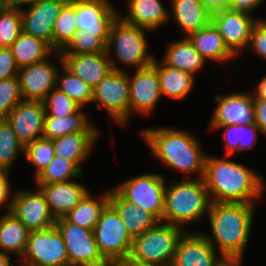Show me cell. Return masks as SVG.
Masks as SVG:
<instances>
[{"label":"cell","mask_w":266,"mask_h":266,"mask_svg":"<svg viewBox=\"0 0 266 266\" xmlns=\"http://www.w3.org/2000/svg\"><path fill=\"white\" fill-rule=\"evenodd\" d=\"M204 184L212 202L254 204L264 191V181L252 169L237 162L206 156Z\"/></svg>","instance_id":"6da1fadb"},{"label":"cell","mask_w":266,"mask_h":266,"mask_svg":"<svg viewBox=\"0 0 266 266\" xmlns=\"http://www.w3.org/2000/svg\"><path fill=\"white\" fill-rule=\"evenodd\" d=\"M255 204L212 202L208 241L229 262H241L252 229ZM218 246V247H216Z\"/></svg>","instance_id":"7a4b0ae2"},{"label":"cell","mask_w":266,"mask_h":266,"mask_svg":"<svg viewBox=\"0 0 266 266\" xmlns=\"http://www.w3.org/2000/svg\"><path fill=\"white\" fill-rule=\"evenodd\" d=\"M151 153L165 165L183 173L203 178L206 153L191 133L163 127L145 128L140 132Z\"/></svg>","instance_id":"3957f363"},{"label":"cell","mask_w":266,"mask_h":266,"mask_svg":"<svg viewBox=\"0 0 266 266\" xmlns=\"http://www.w3.org/2000/svg\"><path fill=\"white\" fill-rule=\"evenodd\" d=\"M211 203L203 179L187 175L166 185L163 222L183 228L208 214Z\"/></svg>","instance_id":"277c9868"},{"label":"cell","mask_w":266,"mask_h":266,"mask_svg":"<svg viewBox=\"0 0 266 266\" xmlns=\"http://www.w3.org/2000/svg\"><path fill=\"white\" fill-rule=\"evenodd\" d=\"M184 231L181 227L159 222L133 238L130 255L123 266H171L176 244Z\"/></svg>","instance_id":"5b68a950"},{"label":"cell","mask_w":266,"mask_h":266,"mask_svg":"<svg viewBox=\"0 0 266 266\" xmlns=\"http://www.w3.org/2000/svg\"><path fill=\"white\" fill-rule=\"evenodd\" d=\"M150 30L129 24L119 16L112 22L109 30V38L106 44V52L110 57L114 49L116 59L110 57L113 70L125 71L117 66V63L142 69L151 66L155 57L148 53L146 34ZM117 60V61H116ZM119 61V62H118Z\"/></svg>","instance_id":"8992f818"},{"label":"cell","mask_w":266,"mask_h":266,"mask_svg":"<svg viewBox=\"0 0 266 266\" xmlns=\"http://www.w3.org/2000/svg\"><path fill=\"white\" fill-rule=\"evenodd\" d=\"M93 232L104 259L111 266H123L130 255L133 238L110 203L101 212Z\"/></svg>","instance_id":"52a82bcc"},{"label":"cell","mask_w":266,"mask_h":266,"mask_svg":"<svg viewBox=\"0 0 266 266\" xmlns=\"http://www.w3.org/2000/svg\"><path fill=\"white\" fill-rule=\"evenodd\" d=\"M125 200L140 206L163 222L166 181L162 175L146 173L114 188Z\"/></svg>","instance_id":"ba28073f"},{"label":"cell","mask_w":266,"mask_h":266,"mask_svg":"<svg viewBox=\"0 0 266 266\" xmlns=\"http://www.w3.org/2000/svg\"><path fill=\"white\" fill-rule=\"evenodd\" d=\"M19 266H69L61 232L54 225L29 232L26 250Z\"/></svg>","instance_id":"9c48e42d"},{"label":"cell","mask_w":266,"mask_h":266,"mask_svg":"<svg viewBox=\"0 0 266 266\" xmlns=\"http://www.w3.org/2000/svg\"><path fill=\"white\" fill-rule=\"evenodd\" d=\"M130 84L128 71L112 70L93 88L92 103L102 106L118 125H126L129 120Z\"/></svg>","instance_id":"30bf717a"},{"label":"cell","mask_w":266,"mask_h":266,"mask_svg":"<svg viewBox=\"0 0 266 266\" xmlns=\"http://www.w3.org/2000/svg\"><path fill=\"white\" fill-rule=\"evenodd\" d=\"M55 226L62 234L69 266H111L100 253L93 230L70 223L64 217L56 219Z\"/></svg>","instance_id":"8fae6325"},{"label":"cell","mask_w":266,"mask_h":266,"mask_svg":"<svg viewBox=\"0 0 266 266\" xmlns=\"http://www.w3.org/2000/svg\"><path fill=\"white\" fill-rule=\"evenodd\" d=\"M217 255L205 233L185 231L178 239L171 266H224L228 261Z\"/></svg>","instance_id":"7c38bea8"},{"label":"cell","mask_w":266,"mask_h":266,"mask_svg":"<svg viewBox=\"0 0 266 266\" xmlns=\"http://www.w3.org/2000/svg\"><path fill=\"white\" fill-rule=\"evenodd\" d=\"M12 197L10 211L31 231L48 229L55 225L45 196L36 191L19 190Z\"/></svg>","instance_id":"4fadbf2b"},{"label":"cell","mask_w":266,"mask_h":266,"mask_svg":"<svg viewBox=\"0 0 266 266\" xmlns=\"http://www.w3.org/2000/svg\"><path fill=\"white\" fill-rule=\"evenodd\" d=\"M258 20L249 13L228 8L212 14L211 22L218 29L228 49L238 56V52L247 48L251 30Z\"/></svg>","instance_id":"5bb4252c"},{"label":"cell","mask_w":266,"mask_h":266,"mask_svg":"<svg viewBox=\"0 0 266 266\" xmlns=\"http://www.w3.org/2000/svg\"><path fill=\"white\" fill-rule=\"evenodd\" d=\"M217 107L210 118L209 127L215 130L225 125H250L255 123L254 99L252 92H233L224 96L216 95Z\"/></svg>","instance_id":"9a60e30c"},{"label":"cell","mask_w":266,"mask_h":266,"mask_svg":"<svg viewBox=\"0 0 266 266\" xmlns=\"http://www.w3.org/2000/svg\"><path fill=\"white\" fill-rule=\"evenodd\" d=\"M69 0H41L21 9L22 32L47 42L53 49V31L62 7Z\"/></svg>","instance_id":"2e32d148"},{"label":"cell","mask_w":266,"mask_h":266,"mask_svg":"<svg viewBox=\"0 0 266 266\" xmlns=\"http://www.w3.org/2000/svg\"><path fill=\"white\" fill-rule=\"evenodd\" d=\"M118 13L109 0H75L77 29L95 33L106 44L111 24Z\"/></svg>","instance_id":"e0dca14e"},{"label":"cell","mask_w":266,"mask_h":266,"mask_svg":"<svg viewBox=\"0 0 266 266\" xmlns=\"http://www.w3.org/2000/svg\"><path fill=\"white\" fill-rule=\"evenodd\" d=\"M49 58L19 68L17 77L23 100L43 101L57 85L60 68Z\"/></svg>","instance_id":"ac0fdd59"},{"label":"cell","mask_w":266,"mask_h":266,"mask_svg":"<svg viewBox=\"0 0 266 266\" xmlns=\"http://www.w3.org/2000/svg\"><path fill=\"white\" fill-rule=\"evenodd\" d=\"M43 101L22 100L5 118L24 147L42 137L45 122Z\"/></svg>","instance_id":"d6986e66"},{"label":"cell","mask_w":266,"mask_h":266,"mask_svg":"<svg viewBox=\"0 0 266 266\" xmlns=\"http://www.w3.org/2000/svg\"><path fill=\"white\" fill-rule=\"evenodd\" d=\"M132 76L131 78L129 74V119L133 111L141 115L152 113L162 96L159 76L152 65L135 70V74Z\"/></svg>","instance_id":"ffe728a7"},{"label":"cell","mask_w":266,"mask_h":266,"mask_svg":"<svg viewBox=\"0 0 266 266\" xmlns=\"http://www.w3.org/2000/svg\"><path fill=\"white\" fill-rule=\"evenodd\" d=\"M55 219L66 216L89 193L81 183L75 181L53 184H37Z\"/></svg>","instance_id":"44dd1931"},{"label":"cell","mask_w":266,"mask_h":266,"mask_svg":"<svg viewBox=\"0 0 266 266\" xmlns=\"http://www.w3.org/2000/svg\"><path fill=\"white\" fill-rule=\"evenodd\" d=\"M63 65L90 87L95 88L112 70L107 52L61 54Z\"/></svg>","instance_id":"7402d4cb"},{"label":"cell","mask_w":266,"mask_h":266,"mask_svg":"<svg viewBox=\"0 0 266 266\" xmlns=\"http://www.w3.org/2000/svg\"><path fill=\"white\" fill-rule=\"evenodd\" d=\"M127 13L118 16L125 22L156 31L169 20L170 13L160 0H128Z\"/></svg>","instance_id":"603a6c76"},{"label":"cell","mask_w":266,"mask_h":266,"mask_svg":"<svg viewBox=\"0 0 266 266\" xmlns=\"http://www.w3.org/2000/svg\"><path fill=\"white\" fill-rule=\"evenodd\" d=\"M109 203L122 218L132 238L142 235L146 230L155 227L160 221L138 205L125 200L114 188L109 190Z\"/></svg>","instance_id":"cb8c5ba5"},{"label":"cell","mask_w":266,"mask_h":266,"mask_svg":"<svg viewBox=\"0 0 266 266\" xmlns=\"http://www.w3.org/2000/svg\"><path fill=\"white\" fill-rule=\"evenodd\" d=\"M98 132H75L52 140L55 156L74 162L79 168L93 150Z\"/></svg>","instance_id":"d4e9b609"},{"label":"cell","mask_w":266,"mask_h":266,"mask_svg":"<svg viewBox=\"0 0 266 266\" xmlns=\"http://www.w3.org/2000/svg\"><path fill=\"white\" fill-rule=\"evenodd\" d=\"M187 37L206 61L210 59L215 62H225L236 57L225 45L223 37L212 22Z\"/></svg>","instance_id":"484cf974"},{"label":"cell","mask_w":266,"mask_h":266,"mask_svg":"<svg viewBox=\"0 0 266 266\" xmlns=\"http://www.w3.org/2000/svg\"><path fill=\"white\" fill-rule=\"evenodd\" d=\"M171 13L176 24L188 36L190 33L206 27L212 21V15L199 0H170Z\"/></svg>","instance_id":"4316f807"},{"label":"cell","mask_w":266,"mask_h":266,"mask_svg":"<svg viewBox=\"0 0 266 266\" xmlns=\"http://www.w3.org/2000/svg\"><path fill=\"white\" fill-rule=\"evenodd\" d=\"M152 66L157 70L161 94L174 100H183L193 88L195 77L178 68L167 66L156 58Z\"/></svg>","instance_id":"83f0119b"},{"label":"cell","mask_w":266,"mask_h":266,"mask_svg":"<svg viewBox=\"0 0 266 266\" xmlns=\"http://www.w3.org/2000/svg\"><path fill=\"white\" fill-rule=\"evenodd\" d=\"M161 62L195 76V73L203 69L207 61L194 48L189 38L183 36L182 40L174 41L168 45Z\"/></svg>","instance_id":"f1b7e54d"},{"label":"cell","mask_w":266,"mask_h":266,"mask_svg":"<svg viewBox=\"0 0 266 266\" xmlns=\"http://www.w3.org/2000/svg\"><path fill=\"white\" fill-rule=\"evenodd\" d=\"M29 232L11 211L6 212L0 216V251L17 254L21 259L26 250Z\"/></svg>","instance_id":"f546056e"},{"label":"cell","mask_w":266,"mask_h":266,"mask_svg":"<svg viewBox=\"0 0 266 266\" xmlns=\"http://www.w3.org/2000/svg\"><path fill=\"white\" fill-rule=\"evenodd\" d=\"M82 109L67 116H45L42 137L53 140L75 132H98Z\"/></svg>","instance_id":"4dcf8cb0"},{"label":"cell","mask_w":266,"mask_h":266,"mask_svg":"<svg viewBox=\"0 0 266 266\" xmlns=\"http://www.w3.org/2000/svg\"><path fill=\"white\" fill-rule=\"evenodd\" d=\"M12 54L17 66L31 65L49 58L55 51L42 39L21 33L11 45Z\"/></svg>","instance_id":"1f68e13d"},{"label":"cell","mask_w":266,"mask_h":266,"mask_svg":"<svg viewBox=\"0 0 266 266\" xmlns=\"http://www.w3.org/2000/svg\"><path fill=\"white\" fill-rule=\"evenodd\" d=\"M108 203L109 191H106L98 200L89 192L64 218L82 228L94 230L101 212Z\"/></svg>","instance_id":"d6a6232c"},{"label":"cell","mask_w":266,"mask_h":266,"mask_svg":"<svg viewBox=\"0 0 266 266\" xmlns=\"http://www.w3.org/2000/svg\"><path fill=\"white\" fill-rule=\"evenodd\" d=\"M58 57L59 62H61V73L60 70L57 75V85L60 91L67 94L71 99L76 101L82 108H84L88 103H92L93 99V88L90 87L85 81L80 77H77L69 69L63 65V59L59 52H55ZM59 84V85H58Z\"/></svg>","instance_id":"836d02e7"},{"label":"cell","mask_w":266,"mask_h":266,"mask_svg":"<svg viewBox=\"0 0 266 266\" xmlns=\"http://www.w3.org/2000/svg\"><path fill=\"white\" fill-rule=\"evenodd\" d=\"M224 129V143L227 154H234L248 150L257 142L259 127L253 123L250 125H225L218 126L215 130ZM259 131V132H258Z\"/></svg>","instance_id":"e575fe53"},{"label":"cell","mask_w":266,"mask_h":266,"mask_svg":"<svg viewBox=\"0 0 266 266\" xmlns=\"http://www.w3.org/2000/svg\"><path fill=\"white\" fill-rule=\"evenodd\" d=\"M75 0H69L61 9L53 31V50L60 52L77 31Z\"/></svg>","instance_id":"d590c367"},{"label":"cell","mask_w":266,"mask_h":266,"mask_svg":"<svg viewBox=\"0 0 266 266\" xmlns=\"http://www.w3.org/2000/svg\"><path fill=\"white\" fill-rule=\"evenodd\" d=\"M83 173L74 162L55 156L47 167L35 179L37 184H53L71 181L73 177L79 178Z\"/></svg>","instance_id":"8d00e7d4"},{"label":"cell","mask_w":266,"mask_h":266,"mask_svg":"<svg viewBox=\"0 0 266 266\" xmlns=\"http://www.w3.org/2000/svg\"><path fill=\"white\" fill-rule=\"evenodd\" d=\"M24 145L5 118L0 119V169L10 171L19 153H24Z\"/></svg>","instance_id":"74e56055"},{"label":"cell","mask_w":266,"mask_h":266,"mask_svg":"<svg viewBox=\"0 0 266 266\" xmlns=\"http://www.w3.org/2000/svg\"><path fill=\"white\" fill-rule=\"evenodd\" d=\"M106 52V43L95 33L77 30L60 54H88Z\"/></svg>","instance_id":"f35d334b"},{"label":"cell","mask_w":266,"mask_h":266,"mask_svg":"<svg viewBox=\"0 0 266 266\" xmlns=\"http://www.w3.org/2000/svg\"><path fill=\"white\" fill-rule=\"evenodd\" d=\"M27 161L35 165V179L55 157L52 140L40 137L25 146Z\"/></svg>","instance_id":"ab89813d"},{"label":"cell","mask_w":266,"mask_h":266,"mask_svg":"<svg viewBox=\"0 0 266 266\" xmlns=\"http://www.w3.org/2000/svg\"><path fill=\"white\" fill-rule=\"evenodd\" d=\"M21 33V9L7 6L0 12V47L10 48Z\"/></svg>","instance_id":"60d3db41"},{"label":"cell","mask_w":266,"mask_h":266,"mask_svg":"<svg viewBox=\"0 0 266 266\" xmlns=\"http://www.w3.org/2000/svg\"><path fill=\"white\" fill-rule=\"evenodd\" d=\"M46 116H67L75 114L81 106L67 94L54 88L43 100Z\"/></svg>","instance_id":"b9f144b4"},{"label":"cell","mask_w":266,"mask_h":266,"mask_svg":"<svg viewBox=\"0 0 266 266\" xmlns=\"http://www.w3.org/2000/svg\"><path fill=\"white\" fill-rule=\"evenodd\" d=\"M22 100L17 76L0 81V119L6 118L9 112Z\"/></svg>","instance_id":"7bdbcfd3"},{"label":"cell","mask_w":266,"mask_h":266,"mask_svg":"<svg viewBox=\"0 0 266 266\" xmlns=\"http://www.w3.org/2000/svg\"><path fill=\"white\" fill-rule=\"evenodd\" d=\"M248 47L256 53L255 55L266 59V19L259 18L254 24Z\"/></svg>","instance_id":"ee69618b"},{"label":"cell","mask_w":266,"mask_h":266,"mask_svg":"<svg viewBox=\"0 0 266 266\" xmlns=\"http://www.w3.org/2000/svg\"><path fill=\"white\" fill-rule=\"evenodd\" d=\"M17 66L11 48L0 47V81L17 76Z\"/></svg>","instance_id":"f6af8a7d"},{"label":"cell","mask_w":266,"mask_h":266,"mask_svg":"<svg viewBox=\"0 0 266 266\" xmlns=\"http://www.w3.org/2000/svg\"><path fill=\"white\" fill-rule=\"evenodd\" d=\"M9 175L10 171L0 169V207L4 204L8 211H10L12 204V198L9 199L10 195H12L10 182L8 181Z\"/></svg>","instance_id":"bcb514c9"},{"label":"cell","mask_w":266,"mask_h":266,"mask_svg":"<svg viewBox=\"0 0 266 266\" xmlns=\"http://www.w3.org/2000/svg\"><path fill=\"white\" fill-rule=\"evenodd\" d=\"M255 124L259 127L260 133L266 136V100L254 99Z\"/></svg>","instance_id":"7dc6e473"},{"label":"cell","mask_w":266,"mask_h":266,"mask_svg":"<svg viewBox=\"0 0 266 266\" xmlns=\"http://www.w3.org/2000/svg\"><path fill=\"white\" fill-rule=\"evenodd\" d=\"M263 1L264 0H231L229 8L251 14Z\"/></svg>","instance_id":"c3c4849f"},{"label":"cell","mask_w":266,"mask_h":266,"mask_svg":"<svg viewBox=\"0 0 266 266\" xmlns=\"http://www.w3.org/2000/svg\"><path fill=\"white\" fill-rule=\"evenodd\" d=\"M205 9L212 15L216 12L228 9L231 0H199Z\"/></svg>","instance_id":"681fc988"},{"label":"cell","mask_w":266,"mask_h":266,"mask_svg":"<svg viewBox=\"0 0 266 266\" xmlns=\"http://www.w3.org/2000/svg\"><path fill=\"white\" fill-rule=\"evenodd\" d=\"M253 91V99H264L266 100V74L261 80L258 82L257 87Z\"/></svg>","instance_id":"f907efd6"},{"label":"cell","mask_w":266,"mask_h":266,"mask_svg":"<svg viewBox=\"0 0 266 266\" xmlns=\"http://www.w3.org/2000/svg\"><path fill=\"white\" fill-rule=\"evenodd\" d=\"M41 0H8V6L15 7L21 9V5L27 4V6L31 4H35Z\"/></svg>","instance_id":"816d5d0a"},{"label":"cell","mask_w":266,"mask_h":266,"mask_svg":"<svg viewBox=\"0 0 266 266\" xmlns=\"http://www.w3.org/2000/svg\"><path fill=\"white\" fill-rule=\"evenodd\" d=\"M0 266H14L13 264H11L9 254L2 251H0Z\"/></svg>","instance_id":"f5cc1de1"},{"label":"cell","mask_w":266,"mask_h":266,"mask_svg":"<svg viewBox=\"0 0 266 266\" xmlns=\"http://www.w3.org/2000/svg\"><path fill=\"white\" fill-rule=\"evenodd\" d=\"M8 6V0H0V12Z\"/></svg>","instance_id":"db71d44e"},{"label":"cell","mask_w":266,"mask_h":266,"mask_svg":"<svg viewBox=\"0 0 266 266\" xmlns=\"http://www.w3.org/2000/svg\"><path fill=\"white\" fill-rule=\"evenodd\" d=\"M242 262H227L224 266H241Z\"/></svg>","instance_id":"11a10c76"}]
</instances>
